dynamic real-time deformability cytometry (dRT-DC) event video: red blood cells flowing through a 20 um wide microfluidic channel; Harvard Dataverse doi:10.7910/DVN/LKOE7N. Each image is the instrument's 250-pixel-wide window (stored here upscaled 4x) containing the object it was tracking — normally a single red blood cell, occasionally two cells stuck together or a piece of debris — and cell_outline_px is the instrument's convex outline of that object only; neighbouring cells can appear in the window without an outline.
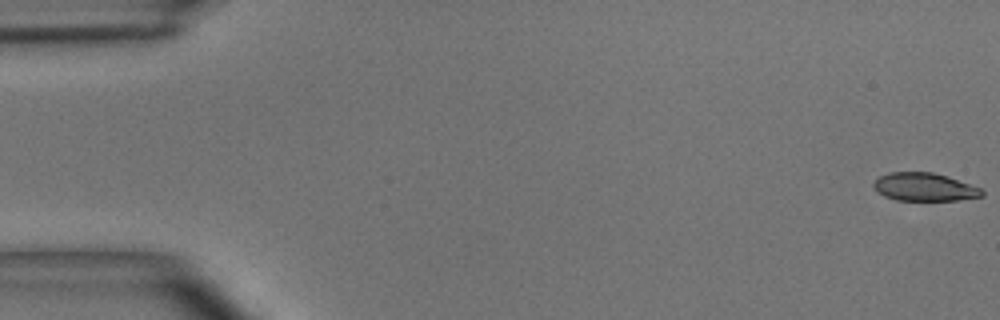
{"species": "common noctule bat (a hibernating species)", "species_latin": "Nyctalus noctula", "temperature_condition": "room temperature", "stored_images_in_passage": 52, "segment_of_instrument_passage": [1, 2], "camera_frame_rate_fps": 3000, "um_per_image_px": 0.085, "animal": {"sex": "male", "body_mass_g": 15.6}, "frame": {"image": 1, "passage_image": 1, "time_ms": 0.0, "image_size_px": [1000, 320], "cell_outline_px": [[984, 196], [956, 200], [896, 200], [884, 196], [872, 184], [880, 176], [888, 172], [932, 172], [948, 176], [980, 188], [984, 192]], "centroid_in_image_um": [78.59, 15.89], "position_along_channel_um": 6.4, "area_um2": 17.57}}
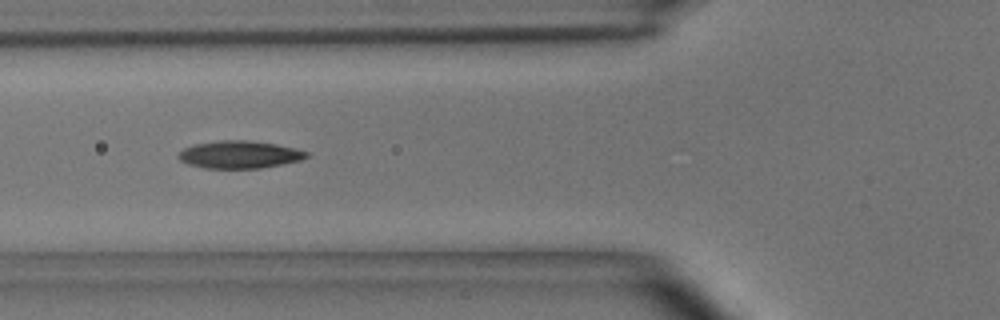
{"frame": {"image": 2, "passage_image": 19, "time_ms": 6.0, "image_size_px": [1000, 320], "cell_outline_px": [[308, 156], [300, 160], [260, 168], [204, 168], [188, 164], [180, 160], [176, 156], [184, 148], [196, 144], [216, 140], [248, 140], [276, 144], [296, 148], [308, 152]], "centroid_in_image_um": [20.33, 13.13], "position_along_channel_um": 105.5, "area_um2": 20.46}}
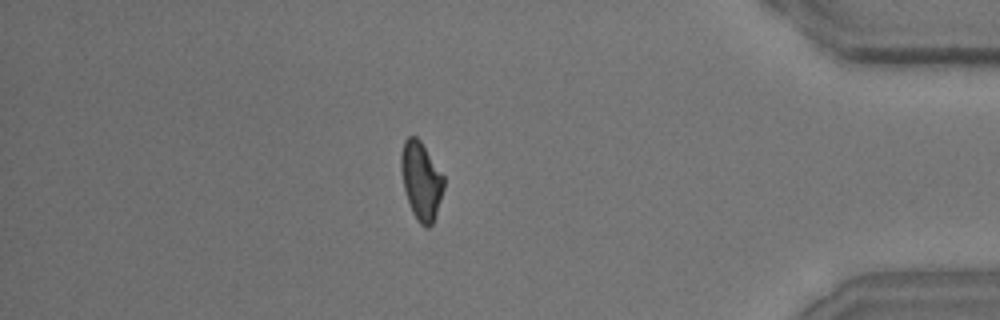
{"frame": {"image": 3, "passage_image": 44, "time_ms": 14.333, "image_size_px": [1000, 320], "cell_outline_px": [[444, 188], [432, 224], [428, 228], [424, 228], [416, 220], [412, 212], [404, 188], [400, 168], [400, 152], [404, 140], [408, 136], [416, 136], [420, 140], [444, 176]], "centroid_in_image_um": [35.78, 15.35], "position_along_channel_um": 399.4, "area_um2": 19.42}}